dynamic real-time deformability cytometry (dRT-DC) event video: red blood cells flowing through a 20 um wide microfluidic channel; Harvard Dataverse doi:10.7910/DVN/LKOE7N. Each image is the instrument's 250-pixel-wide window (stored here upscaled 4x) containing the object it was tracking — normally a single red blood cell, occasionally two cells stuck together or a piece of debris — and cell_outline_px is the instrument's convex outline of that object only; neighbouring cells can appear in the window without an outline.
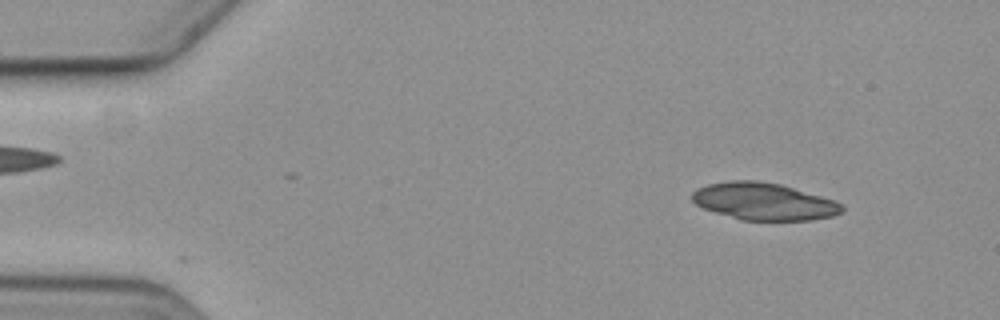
{"species": "common noctule bat (a hibernating species)", "species_latin": "Nyctalus noctula", "temperature_condition": "cold", "stored_images_in_passage": 6, "camera_frame_rate_fps": 3000, "um_per_image_px": 0.085, "animal": {"sex": "female", "body_mass_g": 19.3, "forearm_length_mm": 54.1}, "frame": {"image": 1, "passage_image": 2, "time_ms": 1.0, "image_size_px": [1000, 320], "cell_outline_px": [[844, 212], [832, 216], [812, 220], [740, 220], [704, 208], [696, 204], [692, 200], [692, 192], [696, 188], [708, 184], [728, 180], [756, 180], [780, 184], [820, 196], [832, 200], [840, 204], [844, 208]], "centroid_in_image_um": [64.9, 17.12], "position_along_channel_um": 20.1, "area_um2": 32.31}}